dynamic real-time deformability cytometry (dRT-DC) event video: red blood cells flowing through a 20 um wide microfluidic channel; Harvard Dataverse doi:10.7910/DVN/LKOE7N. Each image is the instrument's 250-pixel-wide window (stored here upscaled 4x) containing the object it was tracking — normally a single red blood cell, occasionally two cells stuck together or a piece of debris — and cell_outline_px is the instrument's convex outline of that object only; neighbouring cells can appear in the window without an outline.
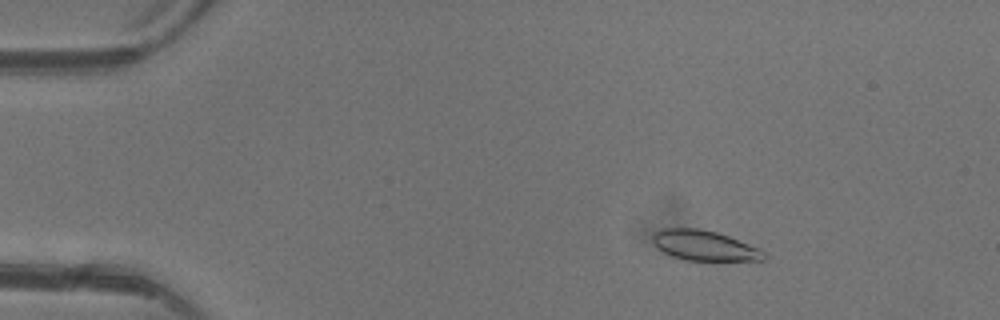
{"species": "common noctule bat (a hibernating species)", "species_latin": "Nyctalus noctula", "temperature_condition": "warm", "stored_images_in_passage": 5, "camera_frame_rate_fps": 3000, "um_per_image_px": 0.085, "animal": {"sex": "female"}, "frame": {"image": 1, "passage_image": 3, "time_ms": 2.333, "image_size_px": [1000, 320], "cell_outline_px": [[768, 260], [684, 260], [672, 256], [656, 248], [652, 240], [652, 232], [660, 228], [700, 228], [716, 232], [728, 236], [760, 248], [768, 256]], "centroid_in_image_um": [59.85, 20.86], "position_along_channel_um": 25.2, "area_um2": 19.77}}